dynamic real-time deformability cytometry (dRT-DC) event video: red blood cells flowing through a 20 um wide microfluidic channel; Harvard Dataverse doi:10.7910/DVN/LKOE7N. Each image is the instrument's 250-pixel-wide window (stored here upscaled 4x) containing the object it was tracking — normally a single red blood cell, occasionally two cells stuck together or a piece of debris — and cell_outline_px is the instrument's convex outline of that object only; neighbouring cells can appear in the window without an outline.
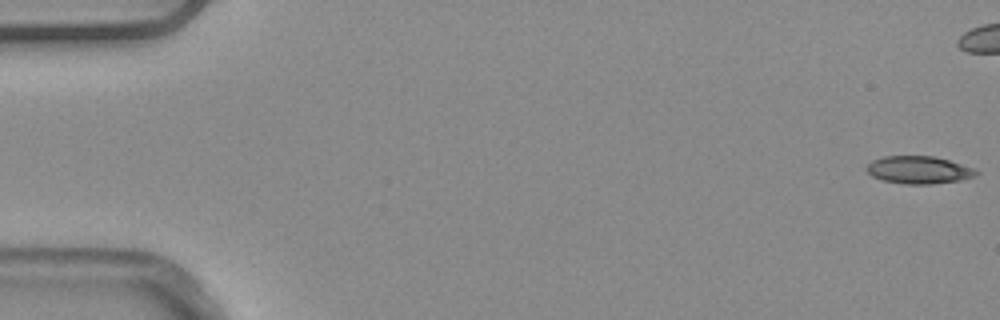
{"species": "common noctule bat (a hibernating species)", "species_latin": "Nyctalus noctula", "temperature_condition": "warm", "stored_images_in_passage": 6, "camera_frame_rate_fps": 3000, "um_per_image_px": 0.085, "animal": {"sex": "male", "body_mass_g": 20.4}, "frame": {"image": 1, "passage_image": 1, "time_ms": 0.0, "image_size_px": [1000, 320], "cell_outline_px": [[980, 172], [976, 176], [960, 180], [932, 184], [904, 184], [880, 180], [872, 176], [864, 168], [872, 160], [884, 156], [932, 156], [948, 160], [972, 168]], "centroid_in_image_um": [78.05, 14.45], "position_along_channel_um": 6.9, "area_um2": 17.63}}
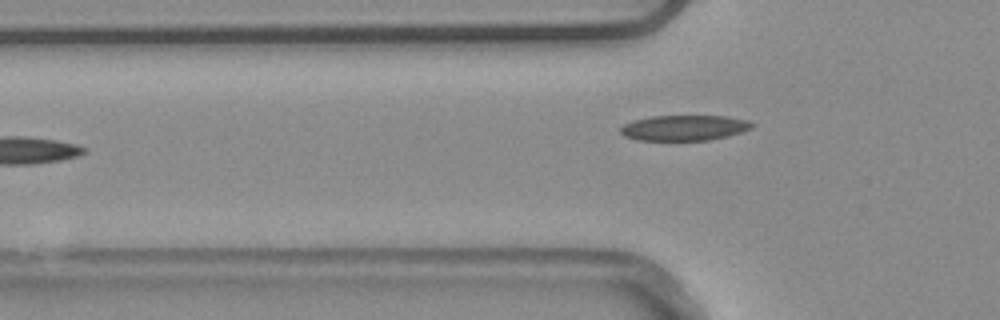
{"frame": {"image": 2, "passage_image": 6, "time_ms": 1.667, "image_size_px": [1000, 320], "cell_outline_px": [[756, 124], [752, 128], [728, 136], [708, 140], [636, 140], [624, 136], [620, 132], [620, 128], [624, 124], [632, 120], [652, 116], [728, 116], [748, 120]], "centroid_in_image_um": [58.16, 10.86], "position_along_channel_um": 67.6, "area_um2": 19.59}}